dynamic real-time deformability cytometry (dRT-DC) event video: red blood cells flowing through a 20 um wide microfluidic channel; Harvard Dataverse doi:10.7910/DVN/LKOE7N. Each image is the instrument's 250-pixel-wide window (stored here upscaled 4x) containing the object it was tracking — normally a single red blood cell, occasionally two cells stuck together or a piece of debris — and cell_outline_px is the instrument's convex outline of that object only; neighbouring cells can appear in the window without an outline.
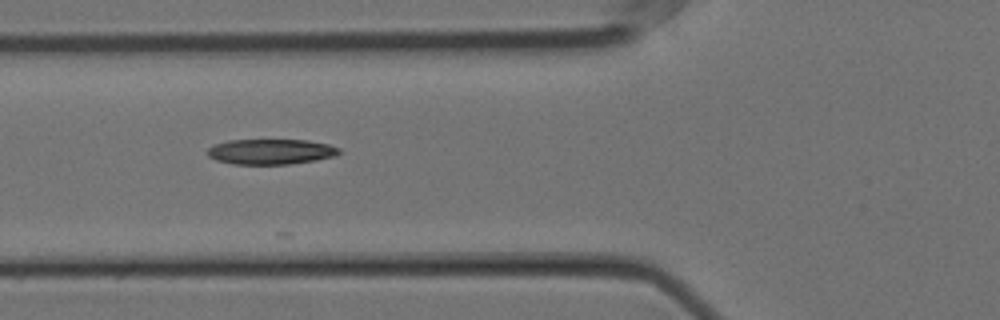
{"species": "Egyptian fruit bat (a non-hibernating species)", "species_latin": "Rousettus aegyptiacus", "temperature_condition": "cold", "stored_images_in_passage": 7, "camera_frame_rate_fps": 3000, "um_per_image_px": 0.085, "animal": {"sex": "female"}, "frame": {"image": 1, "passage_image": 4, "time_ms": 1.0, "image_size_px": [1000, 320], "cell_outline_px": [[340, 152], [336, 156], [316, 160], [288, 164], [232, 164], [216, 160], [208, 156], [208, 148], [216, 144], [228, 140], [308, 140], [328, 144], [340, 148]], "centroid_in_image_um": [23.04, 12.89], "position_along_channel_um": 102.8, "area_um2": 19.42}}
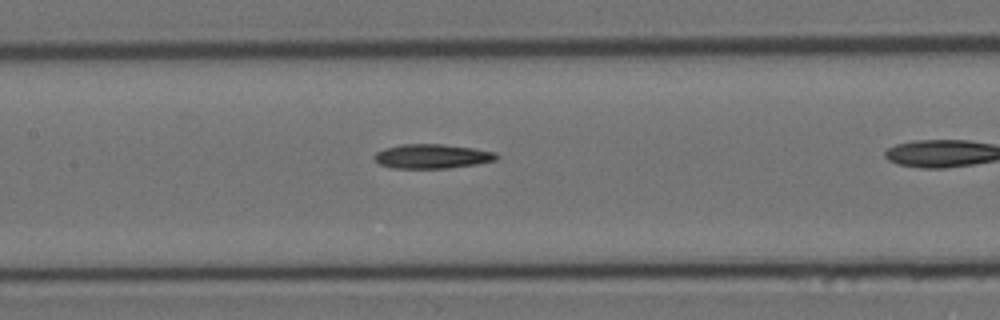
{"frame": {"image": 2, "passage_image": 6, "time_ms": 1.667, "image_size_px": [1000, 320], "cell_outline_px": [[500, 156], [496, 160], [476, 164], [448, 168], [392, 168], [380, 164], [372, 156], [376, 152], [384, 148], [400, 144], [440, 144], [472, 148], [496, 152]], "centroid_in_image_um": [36.72, 13.28], "position_along_channel_um": 170.7, "area_um2": 17.34}}